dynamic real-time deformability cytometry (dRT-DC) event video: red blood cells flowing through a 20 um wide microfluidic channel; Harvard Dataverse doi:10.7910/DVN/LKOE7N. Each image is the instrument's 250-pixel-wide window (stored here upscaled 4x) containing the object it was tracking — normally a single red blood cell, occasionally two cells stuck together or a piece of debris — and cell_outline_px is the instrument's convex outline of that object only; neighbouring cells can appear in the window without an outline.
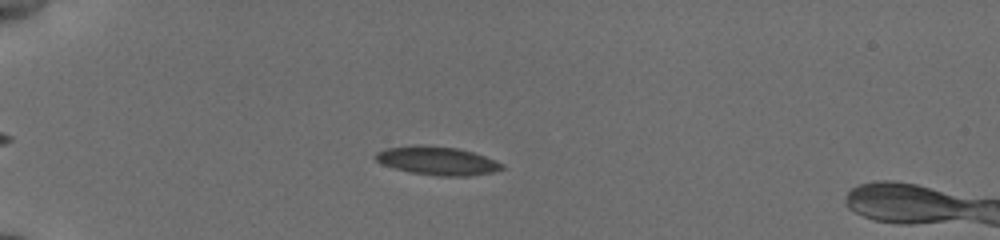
{"species": "common noctule bat (a hibernating species)", "species_latin": "Nyctalus noctula", "temperature_condition": "cold", "stored_images_in_passage": 38, "camera_frame_rate_fps": 3000, "um_per_image_px": 0.085, "animal": {"sex": "female", "body_mass_g": 19.5, "forearm_length_mm": 54.1}, "frame": {"image": 1, "passage_image": 17, "time_ms": 5.333, "image_size_px": [1000, 240], "cell_outline_px": [[504, 168], [492, 172], [464, 176], [440, 176], [412, 172], [396, 168], [384, 164], [376, 160], [376, 152], [388, 148], [416, 144], [420, 144], [456, 148], [472, 152], [484, 156], [504, 164]], "centroid_in_image_um": [37.18, 13.65], "position_along_channel_um": 47.8, "area_um2": 20.58}}
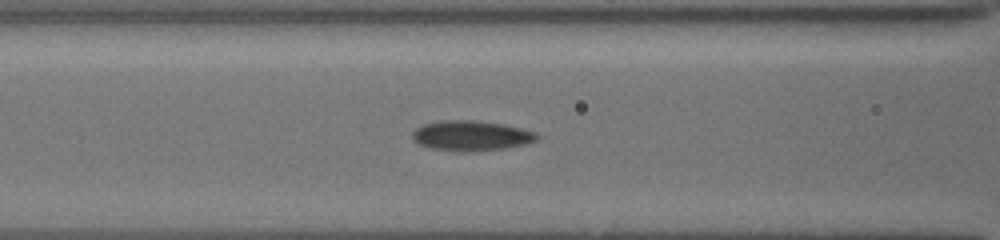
{"frame": {"image": 2, "passage_image": 26, "time_ms": 8.333, "image_size_px": [1000, 240], "cell_outline_px": [[540, 136], [536, 140], [528, 144], [504, 148], [472, 152], [460, 152], [432, 148], [420, 144], [412, 136], [412, 132], [420, 124], [440, 120], [472, 120], [500, 124], [520, 128], [536, 132]], "centroid_in_image_um": [40.05, 11.53], "position_along_channel_um": 126.6, "area_um2": 21.91}}
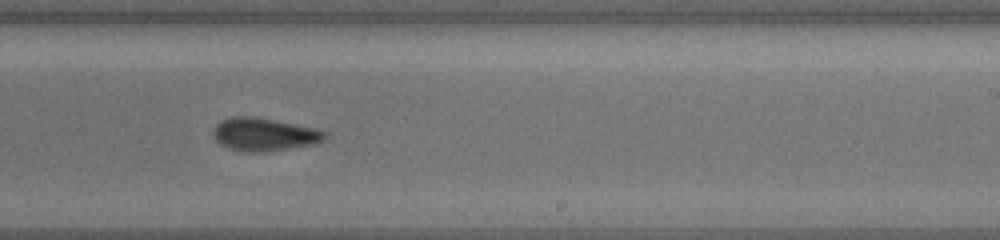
{"frame": {"image": 3, "passage_image": 37, "time_ms": 12.0, "image_size_px": [1000, 240], "cell_outline_px": [[324, 140], [312, 144], [264, 152], [252, 152], [228, 148], [220, 144], [212, 136], [212, 132], [216, 124], [220, 120], [232, 116], [256, 116], [316, 128], [324, 132]], "centroid_in_image_um": [22.38, 11.4], "position_along_channel_um": 266.6, "area_um2": 21.39}}